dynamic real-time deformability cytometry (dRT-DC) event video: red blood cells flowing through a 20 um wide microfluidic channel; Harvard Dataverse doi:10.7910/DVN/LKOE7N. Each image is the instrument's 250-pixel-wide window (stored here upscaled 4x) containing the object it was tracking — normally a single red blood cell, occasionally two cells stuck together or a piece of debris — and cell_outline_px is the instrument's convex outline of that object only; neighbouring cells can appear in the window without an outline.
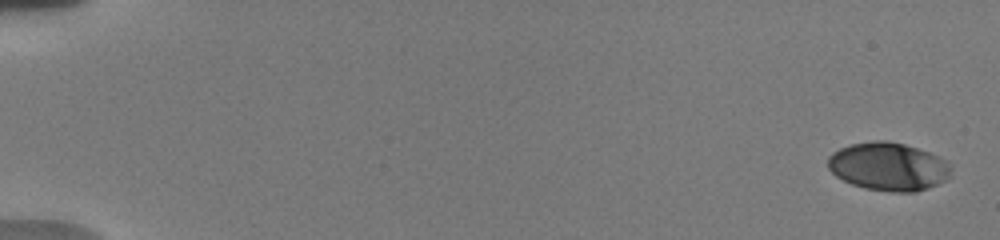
{"species": "human", "species_latin": "Homo sapiens", "temperature_condition": "warm", "stored_images_in_passage": 26, "camera_frame_rate_fps": 3000, "um_per_image_px": 0.085, "donor": {"sex": "male"}, "frame": {"image": 1, "passage_image": 1, "time_ms": 0.0, "image_size_px": [1000, 240], "cell_outline_px": [[952, 168], [948, 180], [928, 188], [916, 192], [888, 192], [864, 188], [852, 184], [836, 176], [828, 168], [828, 156], [832, 152], [840, 148], [852, 144], [872, 140], [888, 140], [904, 144], [928, 152], [944, 160]], "centroid_in_image_um": [75.51, 14.17], "position_along_channel_um": 9.5, "area_um2": 34.68}}
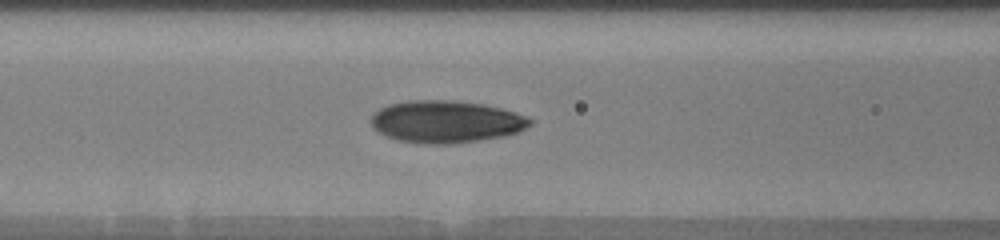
{"frame": {"image": 2, "passage_image": 22, "time_ms": 8.0, "image_size_px": [1000, 240], "cell_outline_px": [[532, 124], [520, 132], [504, 136], [448, 144], [432, 144], [396, 140], [384, 136], [372, 128], [368, 120], [380, 108], [388, 104], [408, 100], [456, 100], [484, 104], [516, 112], [528, 116], [532, 120]], "centroid_in_image_um": [37.9, 10.33], "position_along_channel_um": 128.7, "area_um2": 39.48}}
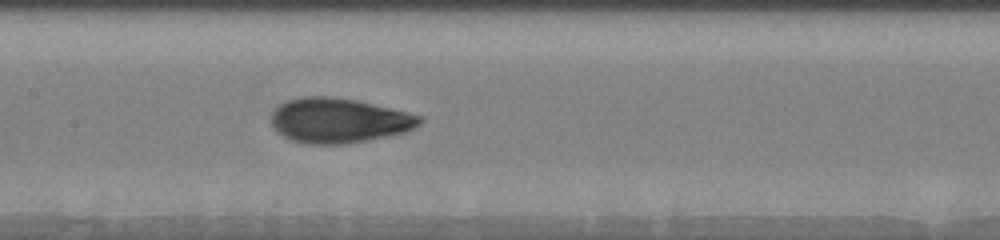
{"frame": {"image": 3, "passage_image": 26, "time_ms": 9.333, "image_size_px": [1000, 240], "cell_outline_px": [[424, 120], [420, 124], [408, 132], [388, 136], [340, 144], [312, 144], [292, 140], [284, 136], [272, 124], [272, 112], [280, 104], [288, 100], [304, 96], [328, 96], [356, 100], [424, 116]], "centroid_in_image_um": [28.85, 10.23], "position_along_channel_um": 178.6, "area_um2": 38.44}}